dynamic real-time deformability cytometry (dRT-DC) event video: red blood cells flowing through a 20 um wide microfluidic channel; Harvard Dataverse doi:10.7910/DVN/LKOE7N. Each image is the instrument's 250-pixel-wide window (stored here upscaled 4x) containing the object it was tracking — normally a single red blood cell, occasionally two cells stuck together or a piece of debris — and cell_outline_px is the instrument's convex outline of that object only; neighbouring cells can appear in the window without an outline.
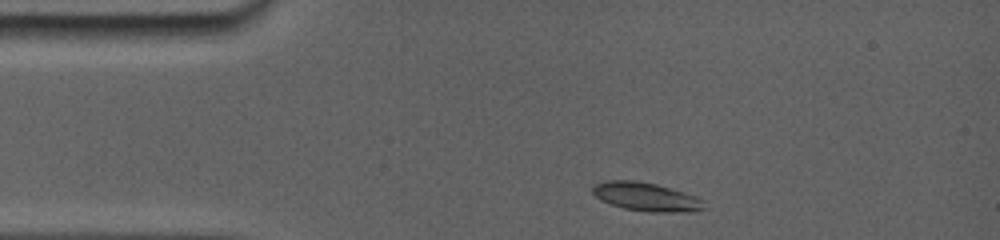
{"species": "common noctule bat (a hibernating species)", "species_latin": "Nyctalus noctula", "temperature_condition": "room temperature", "stored_images_in_passage": 24, "camera_frame_rate_fps": 5000, "um_per_image_px": 0.085, "animal": {"sex": "female", "body_mass_g": 19.0, "forearm_length_mm": 56.7}, "frame": {"image": 1, "passage_image": 1, "time_ms": 0.0, "image_size_px": [1000, 240], "cell_outline_px": [[704, 208], [696, 212], [648, 212], [624, 208], [600, 200], [592, 192], [592, 184], [608, 180], [636, 180], [656, 184], [672, 188], [696, 196], [704, 200]], "centroid_in_image_um": [54.94, 16.72], "position_along_channel_um": 30.1, "area_um2": 18.79}}
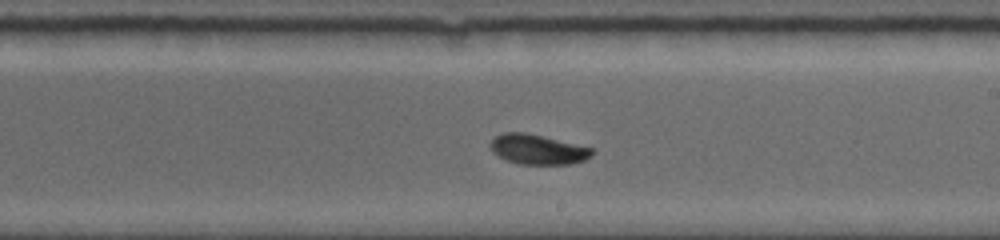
{"frame": {"image": 2, "passage_image": 14, "time_ms": 6.6, "image_size_px": [1000, 240], "cell_outline_px": [[592, 156], [584, 160], [572, 164], [520, 164], [508, 160], [492, 152], [488, 144], [496, 136], [504, 132], [524, 132], [544, 136], [592, 148]], "centroid_in_image_um": [45.69, 12.69], "position_along_channel_um": 243.3, "area_um2": 17.63}}
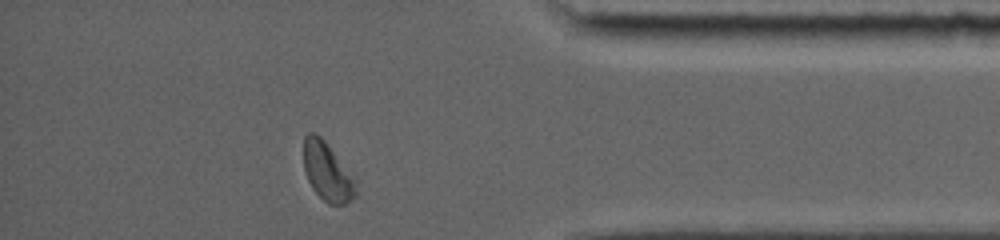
{"frame": {"image": 3, "passage_image": 23, "time_ms": 11.2, "image_size_px": [1000, 240], "cell_outline_px": [[356, 196], [344, 204], [328, 204], [312, 188], [308, 180], [304, 168], [304, 136], [308, 132], [312, 132], [320, 136], [324, 140], [356, 180]], "centroid_in_image_um": [27.81, 14.6], "position_along_channel_um": 407.4, "area_um2": 17.51}, "authors_computed_cell_mechanics": {"area_um2": 17.629, "velocity_mm_per_s": 3.8514, "shape_relaxation_time_tau1_ms": 2.967, "shape_relaxation_time_tau2_ms": 3.4855, "deformation_change_tau1": 0.129, "deformation_change_tau2": 0.0623}}